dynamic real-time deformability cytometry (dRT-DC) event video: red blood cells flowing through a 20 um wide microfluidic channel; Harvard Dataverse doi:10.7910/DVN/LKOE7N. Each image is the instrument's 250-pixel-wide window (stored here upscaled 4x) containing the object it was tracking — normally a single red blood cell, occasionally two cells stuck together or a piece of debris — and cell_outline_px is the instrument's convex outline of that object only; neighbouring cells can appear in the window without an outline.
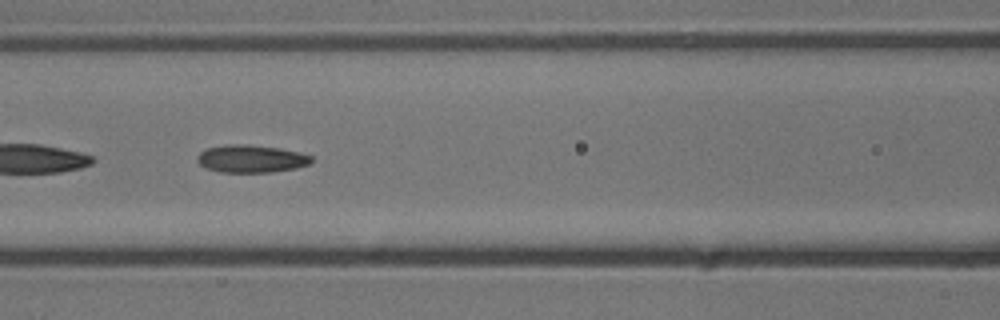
{"species": "common noctule bat (a hibernating species)", "species_latin": "Nyctalus noctula", "temperature_condition": "cold", "stored_images_in_passage": 53, "segment_of_instrument_passage": [2, 2], "camera_frame_rate_fps": 3000, "um_per_image_px": 0.085, "animal": {"sex": "male", "body_mass_g": 13.3}, "frame": {"image": 1, "passage_image": 22, "time_ms": 7.0, "image_size_px": [1000, 320], "cell_outline_px": [[312, 160], [308, 164], [296, 168], [272, 172], [220, 172], [204, 168], [196, 160], [196, 156], [200, 152], [208, 148], [228, 144], [248, 144], [280, 148], [300, 152], [312, 156]], "centroid_in_image_um": [21.33, 13.49], "position_along_channel_um": 145.3, "area_um2": 18.5}}
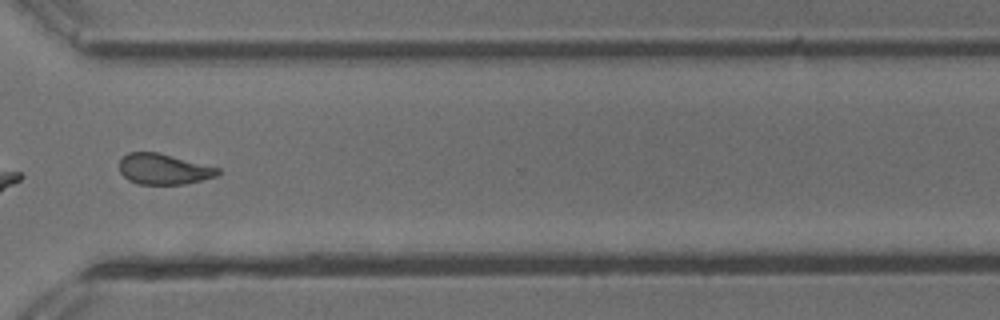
{"frame": {"image": 2, "passage_image": 39, "time_ms": 12.667, "image_size_px": [1000, 320], "cell_outline_px": [[220, 172], [216, 176], [184, 184], [140, 184], [128, 180], [120, 172], [120, 160], [128, 152], [156, 152], [220, 168]], "centroid_in_image_um": [13.89, 14.37], "position_along_channel_um": 356.7, "area_um2": 17.34}}